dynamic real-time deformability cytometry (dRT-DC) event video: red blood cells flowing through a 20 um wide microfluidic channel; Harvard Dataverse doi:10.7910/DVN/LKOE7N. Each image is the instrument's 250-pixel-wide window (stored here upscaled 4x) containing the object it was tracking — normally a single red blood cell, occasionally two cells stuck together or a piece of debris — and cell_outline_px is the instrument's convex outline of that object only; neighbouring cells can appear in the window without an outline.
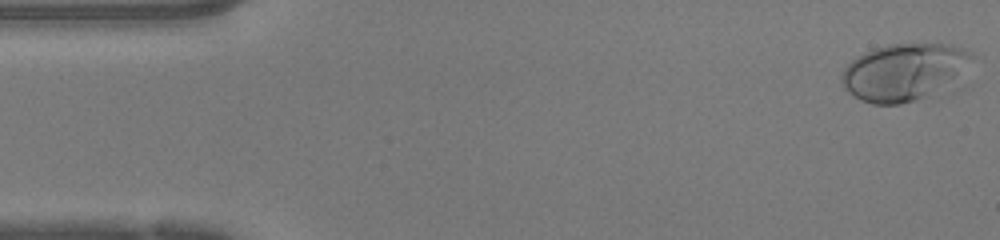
{"species": "human", "species_latin": "Homo sapiens", "temperature_condition": "warm", "stored_images_in_passage": 47, "camera_frame_rate_fps": 3000, "um_per_image_px": 0.085, "donor": {"sex": "female"}, "frame": {"image": 1, "passage_image": 1, "time_ms": 0.0, "image_size_px": [1000, 240], "cell_outline_px": [[972, 56], [964, 88], [956, 92], [900, 104], [872, 104], [860, 100], [852, 96], [844, 88], [840, 80], [840, 76], [844, 68], [852, 60], [864, 52], [888, 44], [948, 44], [972, 52]], "centroid_in_image_um": [77.05, 6.2], "position_along_channel_um": 8.0, "area_um2": 45.95}}
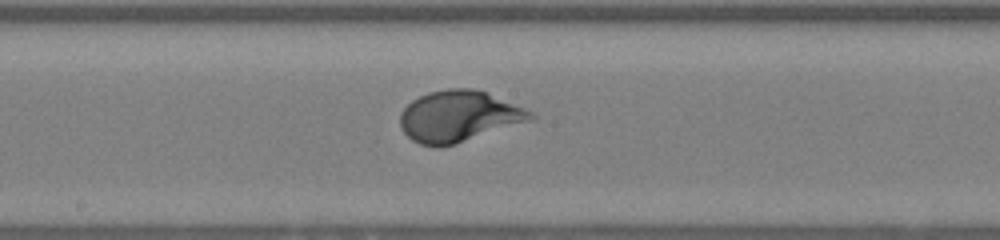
{"frame": {"image": 2, "passage_image": 24, "time_ms": 7.667, "image_size_px": [1000, 240], "cell_outline_px": [[536, 116], [528, 120], [456, 144], [436, 148], [420, 144], [412, 140], [400, 128], [400, 112], [412, 100], [428, 92], [448, 88], [472, 88], [484, 92], [524, 108], [532, 112]], "centroid_in_image_um": [38.91, 9.89], "position_along_channel_um": 209.3, "area_um2": 38.38}}
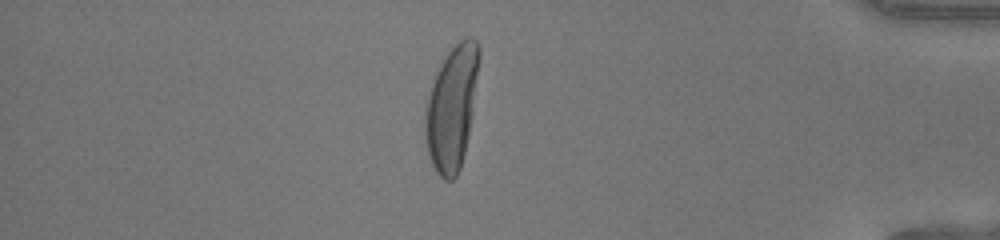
{"frame": {"image": 3, "passage_image": 40, "time_ms": 13.0, "image_size_px": [1000, 240], "cell_outline_px": [[480, 56], [472, 112], [468, 136], [460, 168], [456, 176], [452, 180], [444, 180], [436, 172], [428, 156], [424, 136], [424, 116], [428, 96], [436, 72], [440, 64], [448, 52], [460, 40], [468, 36], [476, 40], [480, 48]], "centroid_in_image_um": [38.38, 9.16], "position_along_channel_um": 396.8, "area_um2": 38.73}, "authors_computed_cell_mechanics": {"area_um2": 38.0902, "velocity_mm_per_s": 4.2744, "shape_relaxation_time_tau1_ms": 4.2299, "shape_relaxation_time_tau2_ms": null, "deformation_change_tau1": 0.2456, "deformation_change_tau2": null}}